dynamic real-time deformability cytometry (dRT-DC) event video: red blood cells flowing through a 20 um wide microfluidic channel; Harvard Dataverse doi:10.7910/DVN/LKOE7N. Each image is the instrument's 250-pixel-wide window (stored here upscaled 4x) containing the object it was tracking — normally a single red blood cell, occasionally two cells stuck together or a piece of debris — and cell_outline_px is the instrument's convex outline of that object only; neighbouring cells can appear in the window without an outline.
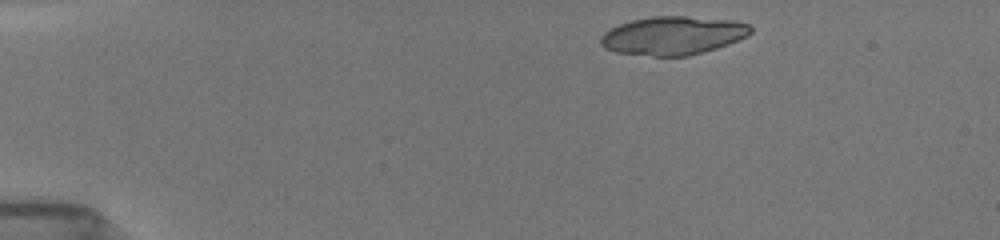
{"species": "common noctule bat (a hibernating species)", "species_latin": "Nyctalus noctula", "temperature_condition": "room temperature", "stored_images_in_passage": 21, "camera_frame_rate_fps": 3000, "um_per_image_px": 0.085, "animal": {"sex": "female", "body_mass_g": 19.5, "forearm_length_mm": 54.1}, "frame": {"image": 1, "passage_image": 3, "time_ms": 0.333, "image_size_px": [1000, 240], "cell_outline_px": [[752, 32], [748, 36], [728, 44], [704, 52], [688, 56], [652, 56], [616, 52], [604, 48], [600, 44], [600, 36], [604, 32], [620, 24], [632, 20], [652, 16], [684, 16], [732, 20], [748, 24], [752, 28]], "centroid_in_image_um": [57.2, 3.02], "position_along_channel_um": 27.8, "area_um2": 33.64}}